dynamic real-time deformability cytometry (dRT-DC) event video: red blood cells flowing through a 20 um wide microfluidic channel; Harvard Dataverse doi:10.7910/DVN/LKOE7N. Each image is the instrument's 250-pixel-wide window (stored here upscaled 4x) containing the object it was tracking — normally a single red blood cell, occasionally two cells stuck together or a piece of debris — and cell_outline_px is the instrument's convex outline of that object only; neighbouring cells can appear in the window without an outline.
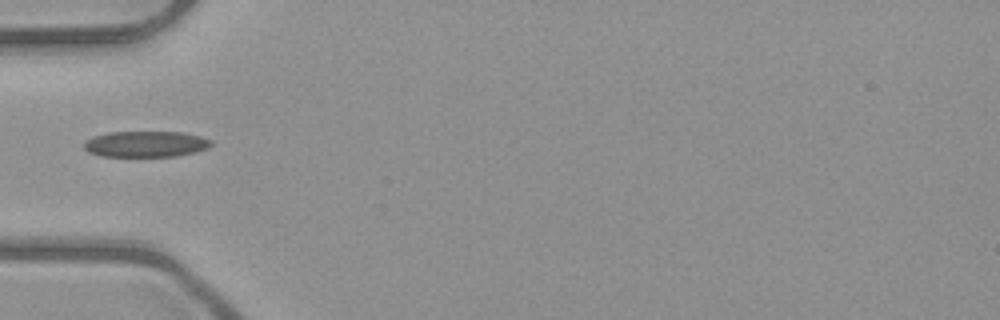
{"species": "common noctule bat (a hibernating species)", "species_latin": "Nyctalus noctula", "temperature_condition": "room temperature", "stored_images_in_passage": 35, "camera_frame_rate_fps": 3000, "um_per_image_px": 0.085, "animal": {"sex": "male", "body_mass_g": 23.1, "forearm_length_mm": 52.7}, "frame": {"image": 1, "passage_image": 1, "time_ms": 0.0, "image_size_px": [1000, 320], "cell_outline_px": [[212, 144], [208, 148], [176, 156], [100, 156], [88, 152], [84, 148], [84, 144], [92, 136], [108, 132], [184, 132], [200, 136], [212, 140]], "centroid_in_image_um": [12.38, 12.24], "position_along_channel_um": 72.6, "area_um2": 19.19}}
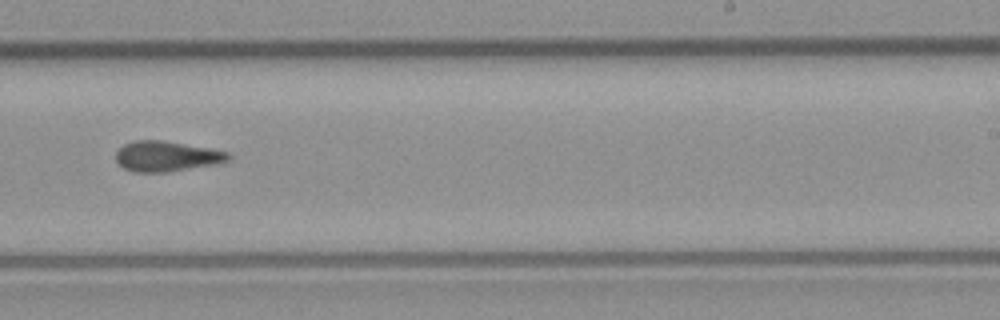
{"frame": {"image": 2, "passage_image": 16, "time_ms": 5.0, "image_size_px": [1000, 320], "cell_outline_px": [[232, 156], [228, 160], [212, 164], [168, 172], [136, 172], [124, 168], [116, 160], [116, 152], [124, 144], [136, 140], [160, 140], [208, 148], [228, 152]], "centroid_in_image_um": [14.13, 13.28], "position_along_channel_um": 274.9, "area_um2": 19.48}}
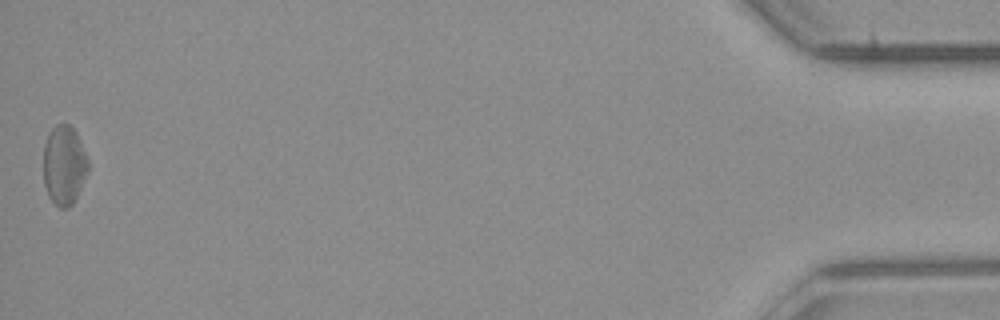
{"frame": {"image": 3, "passage_image": 35, "time_ms": 11.333, "image_size_px": [1000, 320], "cell_outline_px": [[88, 168], [76, 196], [72, 204], [68, 208], [60, 208], [48, 196], [44, 184], [44, 144], [52, 128], [56, 124], [68, 124], [76, 132], [88, 160]], "centroid_in_image_um": [5.43, 14.03], "position_along_channel_um": 429.8, "area_um2": 20.23}}